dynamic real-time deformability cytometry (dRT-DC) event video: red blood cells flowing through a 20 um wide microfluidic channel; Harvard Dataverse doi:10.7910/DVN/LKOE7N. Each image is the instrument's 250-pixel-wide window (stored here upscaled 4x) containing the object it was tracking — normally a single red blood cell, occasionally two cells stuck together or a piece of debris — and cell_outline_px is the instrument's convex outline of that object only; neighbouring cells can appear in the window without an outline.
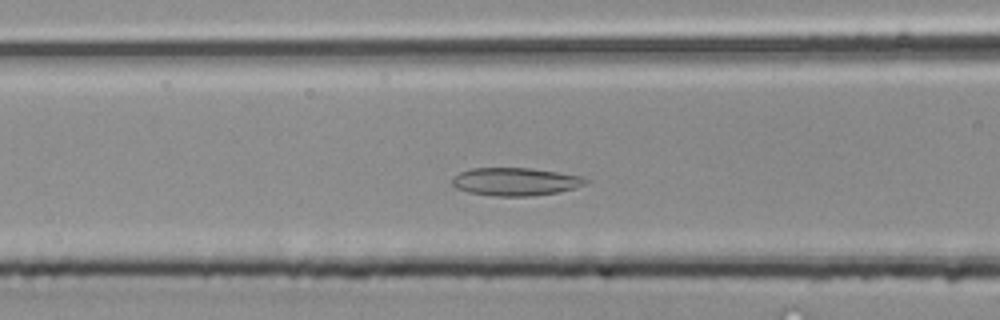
{"species": "common noctule bat (a hibernating species)", "species_latin": "Nyctalus noctula", "temperature_condition": "room temperature", "stored_images_in_passage": 39, "camera_frame_rate_fps": 3000, "um_per_image_px": 0.085, "animal": {"sex": "male", "body_mass_g": 20.4}, "frame": {"image": 1, "passage_image": 12, "time_ms": 3.667, "image_size_px": [1000, 320], "cell_outline_px": [[592, 180], [576, 188], [556, 192], [532, 196], [496, 196], [468, 192], [456, 188], [452, 184], [452, 176], [460, 172], [472, 168], [532, 168], [580, 176]], "centroid_in_image_um": [43.79, 15.44], "position_along_channel_um": 122.8, "area_um2": 21.73}}
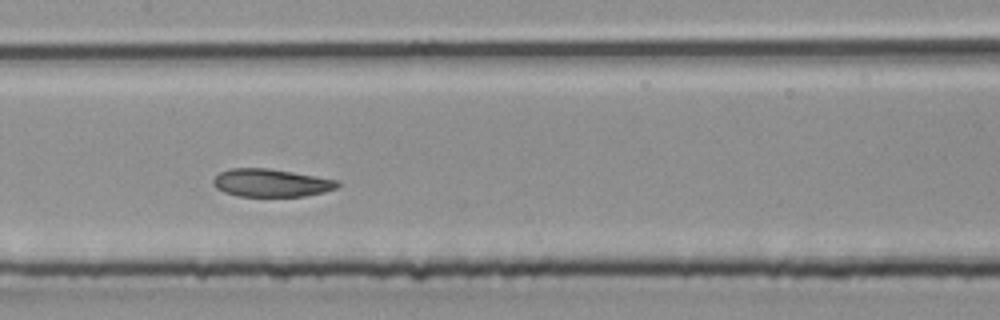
{"frame": {"image": 2, "passage_image": 16, "time_ms": 5.0, "image_size_px": [1000, 320], "cell_outline_px": [[340, 184], [336, 188], [324, 192], [304, 196], [236, 196], [224, 192], [216, 188], [212, 184], [212, 180], [220, 172], [232, 168], [268, 168], [340, 180]], "centroid_in_image_um": [23.04, 15.54], "position_along_channel_um": 184.4, "area_um2": 20.23}}
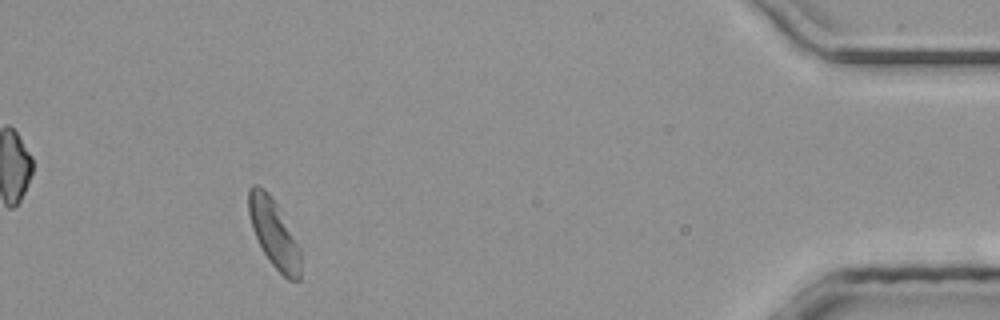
{"frame": {"image": 3, "passage_image": 35, "time_ms": 11.333, "image_size_px": [1000, 320], "cell_outline_px": [[300, 280], [288, 280], [272, 264], [264, 252], [256, 236], [248, 212], [248, 188], [252, 184], [260, 184], [272, 196], [300, 248]], "centroid_in_image_um": [23.27, 19.78], "position_along_channel_um": 411.9, "area_um2": 20.29}}